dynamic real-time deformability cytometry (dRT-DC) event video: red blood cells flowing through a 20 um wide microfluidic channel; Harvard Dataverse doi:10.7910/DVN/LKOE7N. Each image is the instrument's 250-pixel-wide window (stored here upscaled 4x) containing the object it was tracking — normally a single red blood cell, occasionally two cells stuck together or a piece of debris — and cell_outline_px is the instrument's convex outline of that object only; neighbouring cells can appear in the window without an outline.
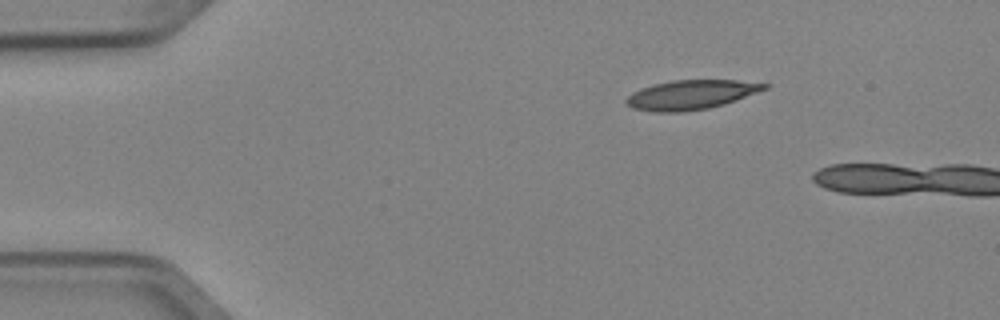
{"species": "Egyptian fruit bat (a non-hibernating species)", "species_latin": "Rousettus aegyptiacus", "temperature_condition": "cold", "stored_images_in_passage": 4, "camera_frame_rate_fps": 3000, "um_per_image_px": 0.085, "animal": {"sex": "female"}, "frame": {"image": 1, "passage_image": 1, "time_ms": 0.0, "image_size_px": [1000, 320], "cell_outline_px": [[772, 84], [768, 88], [736, 100], [724, 104], [708, 108], [680, 112], [652, 112], [632, 108], [624, 104], [624, 100], [632, 92], [640, 88], [652, 84], [672, 80], [736, 80]], "centroid_in_image_um": [58.69, 8.05], "position_along_channel_um": 26.3, "area_um2": 23.87}}